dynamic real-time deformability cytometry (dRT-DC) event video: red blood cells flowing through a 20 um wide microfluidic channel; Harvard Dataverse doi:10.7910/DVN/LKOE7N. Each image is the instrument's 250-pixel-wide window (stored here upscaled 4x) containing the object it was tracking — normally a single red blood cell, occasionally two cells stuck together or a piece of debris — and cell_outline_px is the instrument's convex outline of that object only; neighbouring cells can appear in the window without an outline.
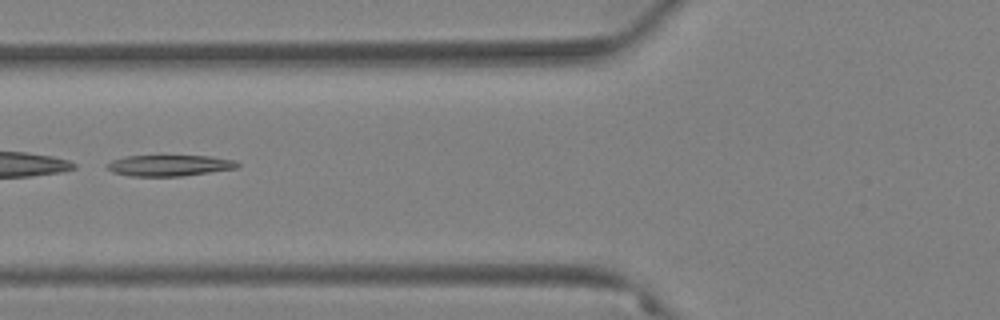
{"species": "Egyptian fruit bat (a non-hibernating species)", "species_latin": "Rousettus aegyptiacus", "temperature_condition": "warm", "stored_images_in_passage": 59, "camera_frame_rate_fps": 3000, "um_per_image_px": 0.085, "animal": {"sex": "female"}, "frame": {"image": 1, "passage_image": 25, "time_ms": 8.0, "image_size_px": [1000, 320], "cell_outline_px": [[240, 168], [184, 176], [128, 176], [112, 172], [108, 168], [108, 164], [112, 160], [124, 156], [212, 156], [236, 160], [240, 164]], "centroid_in_image_um": [14.47, 14.07], "position_along_channel_um": 111.3, "area_um2": 16.18}}
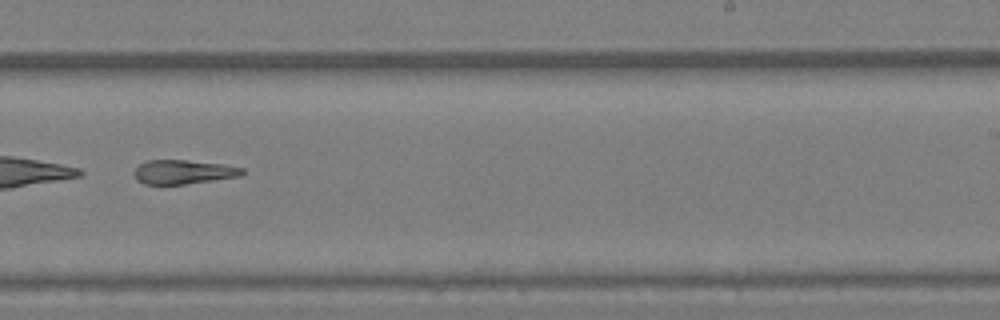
{"frame": {"image": 2, "passage_image": 39, "time_ms": 12.667, "image_size_px": [1000, 320], "cell_outline_px": [[244, 172], [240, 176], [184, 184], [144, 184], [136, 180], [136, 168], [140, 164], [148, 160], [188, 160], [224, 164], [244, 168]], "centroid_in_image_um": [15.61, 14.61], "position_along_channel_um": 273.4, "area_um2": 15.03}}